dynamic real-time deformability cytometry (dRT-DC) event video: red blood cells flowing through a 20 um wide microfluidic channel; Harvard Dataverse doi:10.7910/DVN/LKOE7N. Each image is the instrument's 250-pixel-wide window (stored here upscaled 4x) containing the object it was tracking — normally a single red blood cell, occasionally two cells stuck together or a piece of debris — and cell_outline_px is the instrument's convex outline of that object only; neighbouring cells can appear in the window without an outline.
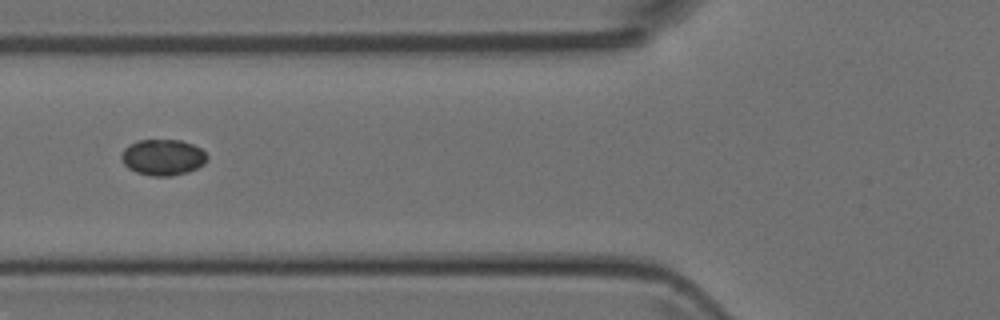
{"species": "Egyptian fruit bat (a non-hibernating species)", "species_latin": "Rousettus aegyptiacus", "temperature_condition": "room temperature", "stored_images_in_passage": 5, "camera_frame_rate_fps": 3000, "um_per_image_px": 0.085, "animal": {"sex": "female"}, "frame": {"image": 1, "passage_image": 5, "time_ms": 5.333, "image_size_px": [1000, 320], "cell_outline_px": [[208, 160], [204, 164], [188, 172], [172, 176], [152, 176], [136, 172], [128, 168], [124, 164], [120, 156], [124, 148], [140, 140], [180, 140], [192, 144], [200, 148], [208, 156]], "centroid_in_image_um": [13.86, 13.38], "position_along_channel_um": 111.9, "area_um2": 17.98}}